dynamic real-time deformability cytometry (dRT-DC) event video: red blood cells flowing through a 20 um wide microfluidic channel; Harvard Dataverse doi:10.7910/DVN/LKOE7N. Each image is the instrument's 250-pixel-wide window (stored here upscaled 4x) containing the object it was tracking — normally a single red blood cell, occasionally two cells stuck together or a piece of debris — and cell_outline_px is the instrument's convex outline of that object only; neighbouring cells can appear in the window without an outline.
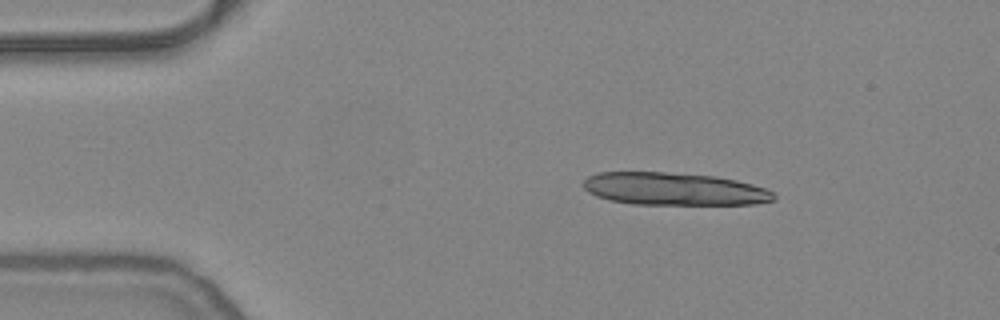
{"species": "common noctule bat (a hibernating species)", "species_latin": "Nyctalus noctula", "temperature_condition": "warm", "stored_images_in_passage": 8, "camera_frame_rate_fps": 3000, "um_per_image_px": 0.085, "animal": {"sex": "female", "body_mass_g": 24.6, "forearm_length_mm": 56.2}, "frame": {"image": 1, "passage_image": 1, "time_ms": 0.0, "image_size_px": [1000, 320], "cell_outline_px": [[776, 200], [756, 204], [632, 204], [608, 200], [596, 196], [588, 192], [580, 184], [588, 176], [596, 172], [664, 172], [716, 176], [736, 180], [752, 184], [764, 188], [772, 192], [776, 196]], "centroid_in_image_um": [57.25, 16.06], "position_along_channel_um": 27.7, "area_um2": 36.41}}